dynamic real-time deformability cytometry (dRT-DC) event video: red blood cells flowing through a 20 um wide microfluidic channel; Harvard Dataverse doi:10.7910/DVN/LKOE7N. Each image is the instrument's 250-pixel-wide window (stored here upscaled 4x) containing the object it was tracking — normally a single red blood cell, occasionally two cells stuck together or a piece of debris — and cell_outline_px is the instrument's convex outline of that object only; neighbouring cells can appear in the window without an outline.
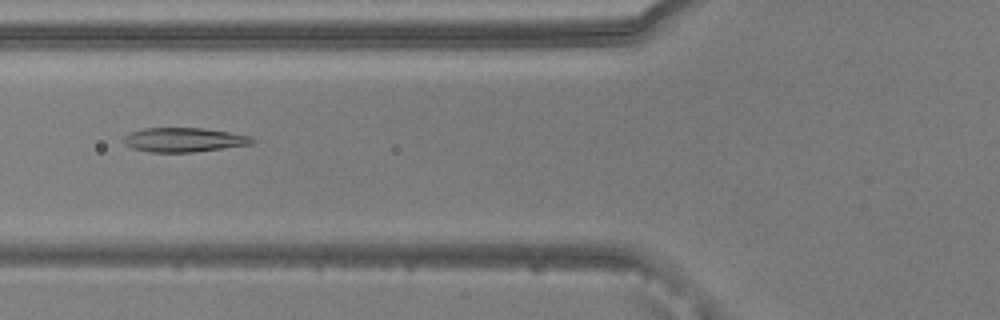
{"species": "common noctule bat (a hibernating species)", "species_latin": "Nyctalus noctula", "temperature_condition": "warm", "stored_images_in_passage": 37, "camera_frame_rate_fps": 3000, "um_per_image_px": 0.085, "animal": {"sex": "male", "body_mass_g": 20.5, "forearm_length_mm": 52.5}, "frame": {"image": 1, "passage_image": 5, "time_ms": 1.333, "image_size_px": [1000, 320], "cell_outline_px": [[256, 140], [252, 144], [192, 152], [148, 152], [132, 148], [124, 144], [120, 140], [128, 132], [144, 128], [204, 128], [252, 136]], "centroid_in_image_um": [15.58, 11.88], "position_along_channel_um": 110.2, "area_um2": 18.32}}
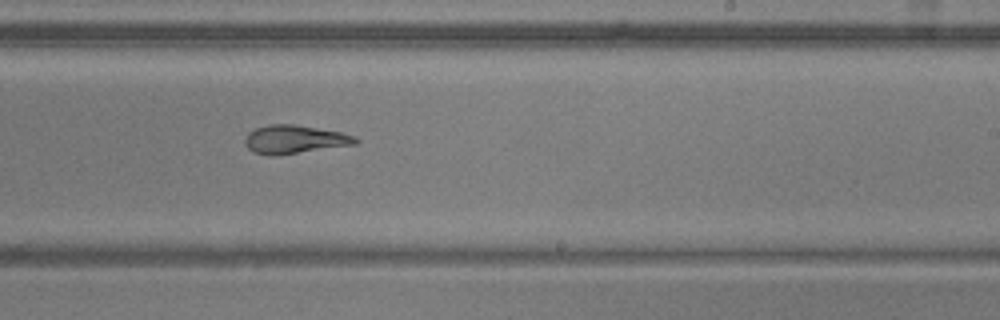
{"frame": {"image": 2, "passage_image": 17, "time_ms": 5.333, "image_size_px": [1000, 320], "cell_outline_px": [[360, 140], [356, 144], [272, 156], [268, 156], [252, 152], [244, 144], [244, 140], [248, 132], [256, 128], [268, 124], [292, 124], [340, 132], [356, 136]], "centroid_in_image_um": [25.0, 11.85], "position_along_channel_um": 264.0, "area_um2": 18.26}}
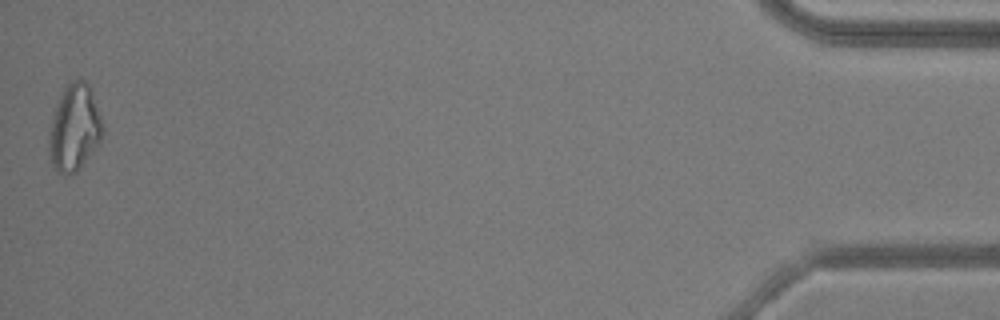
{"frame": {"image": 3, "passage_image": 37, "time_ms": 12.0, "image_size_px": [1000, 320], "cell_outline_px": [[104, 132], [100, 140], [80, 168], [76, 172], [68, 176], [64, 176], [56, 172], [52, 164], [48, 144], [52, 120], [60, 96], [68, 84], [72, 80], [84, 80], [88, 84], [92, 92], [104, 124]], "centroid_in_image_um": [6.34, 10.91], "position_along_channel_um": 428.9, "area_um2": 26.76}, "authors_computed_cell_mechanics": {"area_um2": 18.9006, "velocity_mm_per_s": 3.8323, "shape_relaxation_time_tau1_ms": 11.3453, "shape_relaxation_time_tau2_ms": 3.6522, "deformation_change_tau1": 0.2975, "deformation_change_tau2": 0.1026}}